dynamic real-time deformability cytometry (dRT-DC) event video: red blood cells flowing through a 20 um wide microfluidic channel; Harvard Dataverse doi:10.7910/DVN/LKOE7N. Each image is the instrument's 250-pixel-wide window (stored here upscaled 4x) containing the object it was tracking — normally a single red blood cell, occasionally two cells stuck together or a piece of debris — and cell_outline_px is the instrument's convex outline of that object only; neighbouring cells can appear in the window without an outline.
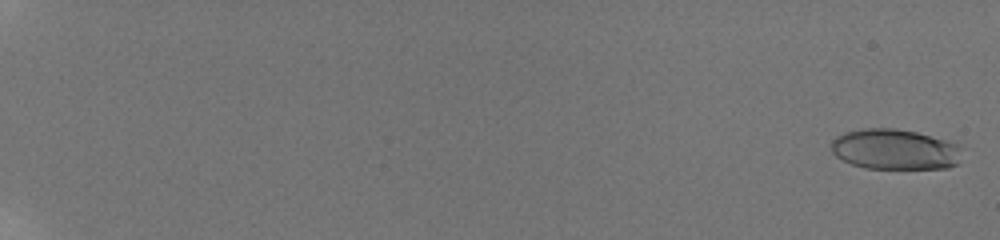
{"species": "human", "species_latin": "Homo sapiens", "temperature_condition": "room temperature", "stored_images_in_passage": 71, "camera_frame_rate_fps": 3000, "um_per_image_px": 0.085, "donor": {"sex": "male"}, "frame": {"image": 1, "passage_image": 2, "time_ms": 0.333, "image_size_px": [1000, 240], "cell_outline_px": [[956, 164], [948, 168], [864, 168], [852, 164], [836, 156], [832, 152], [832, 140], [836, 136], [844, 132], [864, 128], [896, 128], [916, 132], [944, 140], [956, 144]], "centroid_in_image_um": [75.95, 12.68], "position_along_channel_um": 9.1, "area_um2": 30.17}}
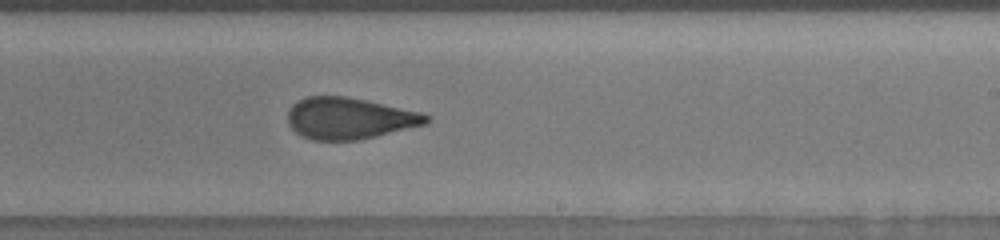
{"frame": {"image": 2, "passage_image": 56, "time_ms": 13.333, "image_size_px": [1000, 240], "cell_outline_px": [[432, 120], [428, 124], [360, 140], [312, 140], [296, 132], [288, 124], [288, 112], [292, 104], [308, 96], [348, 96], [420, 112], [432, 116]], "centroid_in_image_um": [29.74, 10.06], "position_along_channel_um": 259.3, "area_um2": 33.64}}
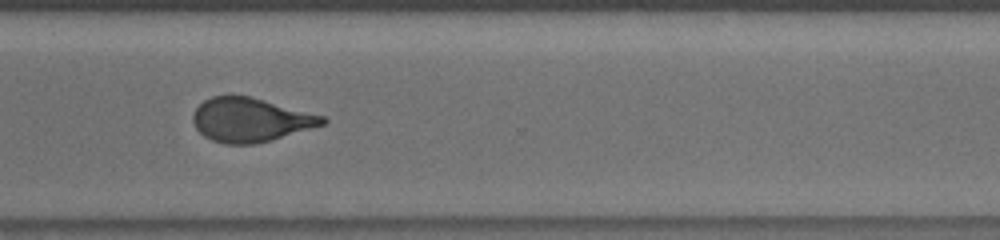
{"frame": {"image": 3, "passage_image": 61, "time_ms": 15.667, "image_size_px": [1000, 240], "cell_outline_px": [[328, 120], [324, 124], [312, 128], [268, 140], [252, 144], [224, 144], [212, 140], [204, 136], [196, 128], [192, 120], [192, 116], [196, 108], [204, 100], [212, 96], [232, 92], [252, 96], [324, 116]], "centroid_in_image_um": [21.24, 10.14], "position_along_channel_um": 349.4, "area_um2": 33.47}, "authors_computed_cell_mechanics": {"area_um2": 33.1194, "velocity_mm_per_s": 3.8585, "shape_relaxation_time_tau1_ms": 6.1029, "shape_relaxation_time_tau2_ms": 1.3971, "deformation_change_tau1": 0.1912, "deformation_change_tau2": 0.0963}}